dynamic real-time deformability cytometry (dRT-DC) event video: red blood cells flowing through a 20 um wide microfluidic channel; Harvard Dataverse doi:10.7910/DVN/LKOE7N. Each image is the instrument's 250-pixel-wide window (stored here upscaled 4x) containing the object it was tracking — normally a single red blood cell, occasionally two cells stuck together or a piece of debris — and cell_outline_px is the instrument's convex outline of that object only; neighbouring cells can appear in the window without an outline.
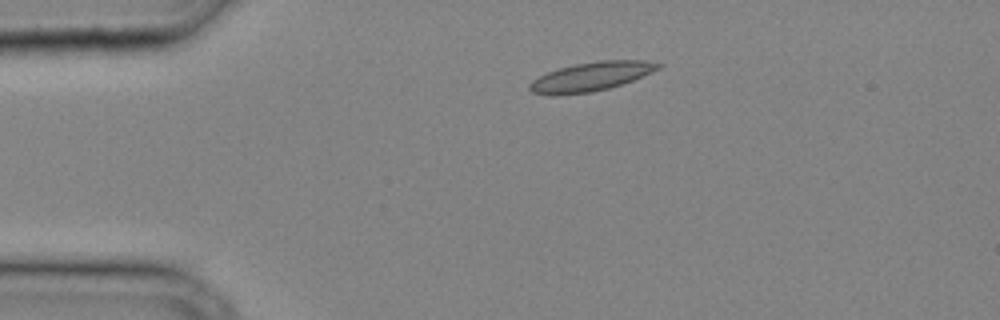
{"species": "common noctule bat (a hibernating species)", "species_latin": "Nyctalus noctula", "temperature_condition": "cold", "stored_images_in_passage": 26, "camera_frame_rate_fps": 3000, "um_per_image_px": 0.085, "animal": {"sex": "male", "body_mass_g": 20.4}, "frame": {"image": 1, "passage_image": 1, "time_ms": 0.0, "image_size_px": [1000, 320], "cell_outline_px": [[664, 64], [660, 68], [652, 72], [632, 80], [608, 88], [592, 92], [556, 96], [548, 96], [532, 92], [528, 88], [528, 84], [532, 80], [548, 72], [560, 68], [576, 64], [600, 60], [644, 60]], "centroid_in_image_um": [50.21, 6.52], "position_along_channel_um": 34.8, "area_um2": 21.73}}
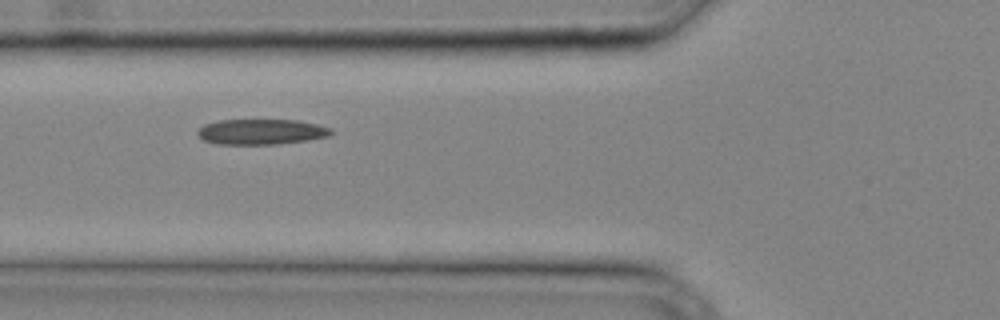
{"frame": {"image": 2, "passage_image": 7, "time_ms": 2.0, "image_size_px": [1000, 320], "cell_outline_px": [[332, 132], [328, 136], [308, 140], [276, 144], [216, 144], [204, 140], [196, 132], [204, 124], [220, 120], [296, 120], [316, 124], [332, 128]], "centroid_in_image_um": [22.2, 11.2], "position_along_channel_um": 103.6, "area_um2": 19.65}}
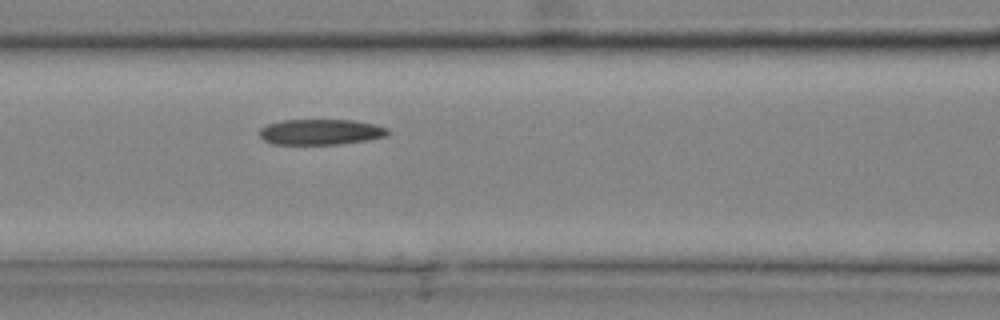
{"frame": {"image": 3, "passage_image": 9, "time_ms": 2.667, "image_size_px": [1000, 320], "cell_outline_px": [[392, 132], [388, 136], [368, 140], [340, 144], [272, 144], [264, 140], [260, 136], [260, 128], [268, 124], [284, 120], [352, 120], [372, 124], [388, 128]], "centroid_in_image_um": [27.29, 11.22], "position_along_channel_um": 139.3, "area_um2": 19.19}}